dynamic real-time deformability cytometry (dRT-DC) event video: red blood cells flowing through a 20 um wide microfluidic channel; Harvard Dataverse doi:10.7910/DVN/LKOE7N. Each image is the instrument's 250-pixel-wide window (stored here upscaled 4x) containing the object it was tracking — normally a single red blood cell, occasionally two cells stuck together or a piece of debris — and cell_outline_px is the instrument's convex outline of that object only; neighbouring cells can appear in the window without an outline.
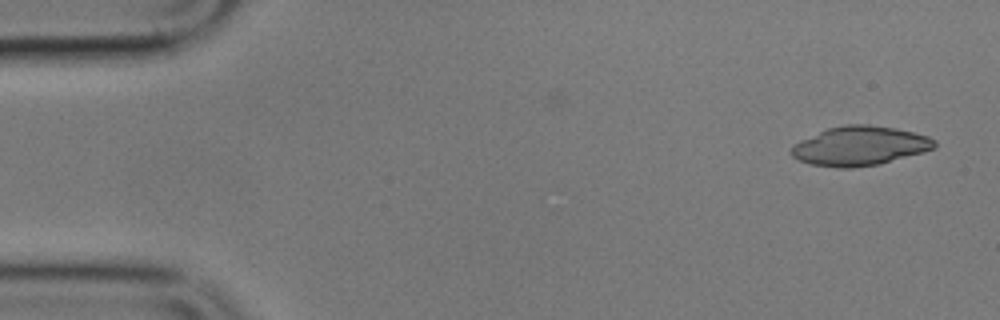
{"species": "common noctule bat (a hibernating species)", "species_latin": "Nyctalus noctula", "temperature_condition": "cold", "stored_images_in_passage": 5, "segment_of_instrument_passage": [2, 2], "camera_frame_rate_fps": 3000, "um_per_image_px": 0.085, "animal": {"sex": "male", "body_mass_g": 17.9}, "frame": {"image": 1, "passage_image": 5, "time_ms": 6.333, "image_size_px": [1000, 320], "cell_outline_px": [[936, 148], [924, 152], [880, 164], [848, 168], [840, 168], [812, 164], [800, 160], [792, 156], [792, 148], [796, 144], [828, 128], [844, 124], [868, 124], [896, 128], [928, 136], [936, 140]], "centroid_in_image_um": [73.16, 12.4], "position_along_channel_um": 11.8, "area_um2": 32.37}}